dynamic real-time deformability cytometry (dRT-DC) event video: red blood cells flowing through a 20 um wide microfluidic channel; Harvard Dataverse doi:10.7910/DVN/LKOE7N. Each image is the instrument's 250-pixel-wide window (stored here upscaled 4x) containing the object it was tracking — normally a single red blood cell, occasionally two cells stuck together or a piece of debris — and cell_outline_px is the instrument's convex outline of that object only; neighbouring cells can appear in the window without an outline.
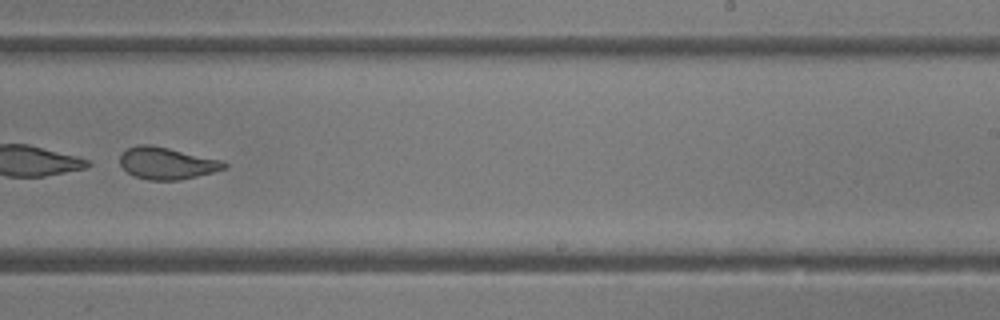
{"species": "common noctule bat (a hibernating species)", "species_latin": "Nyctalus noctula", "temperature_condition": "room temperature", "stored_images_in_passage": 31, "camera_frame_rate_fps": 3000, "um_per_image_px": 0.085, "animal": {"sex": "female"}, "frame": {"image": 1, "passage_image": 22, "time_ms": 7.0, "image_size_px": [1000, 320], "cell_outline_px": [[228, 168], [180, 180], [148, 180], [136, 176], [128, 172], [120, 164], [120, 156], [128, 148], [140, 144], [148, 144], [168, 148], [220, 160], [228, 164]], "centroid_in_image_um": [14.18, 13.88], "position_along_channel_um": 274.8, "area_um2": 19.07}, "authors_computed_cell_mechanics": {"area_um2": 19.9988, "velocity_mm_per_s": 4.1481, "shape_relaxation_time_tau1_ms": 1.7207, "shape_relaxation_time_tau2_ms": 0.5478, "deformation_change_tau1": 0.2947, "deformation_change_tau2": 0.09}}